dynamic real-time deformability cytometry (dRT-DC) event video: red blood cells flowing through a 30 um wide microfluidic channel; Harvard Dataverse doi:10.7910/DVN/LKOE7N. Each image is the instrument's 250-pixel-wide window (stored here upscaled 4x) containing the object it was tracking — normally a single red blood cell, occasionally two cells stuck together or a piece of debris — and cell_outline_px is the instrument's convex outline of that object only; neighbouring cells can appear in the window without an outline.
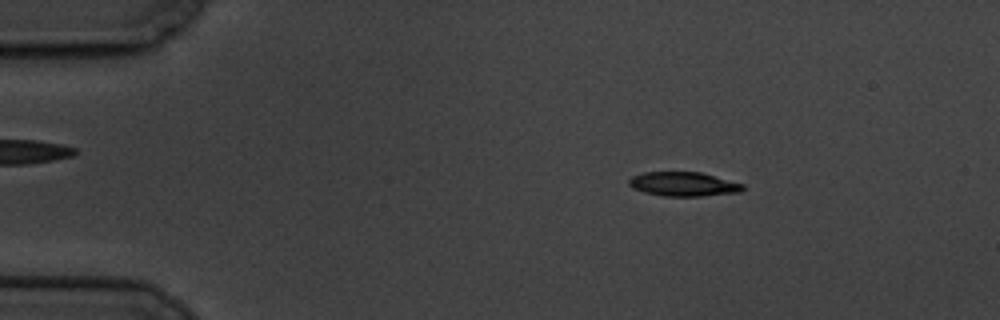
{"species": "common noctule bat (a hibernating species)", "species_latin": "Nyctalus noctula", "temperature_condition": "cold", "stored_images_in_passage": 5, "camera_frame_rate_fps": 3000, "um_per_image_px": 0.085, "animal": {"sex": "male", "body_mass_g": 19.5, "forearm_length_mm": 54.6}, "frame": {"image": 1, "passage_image": 2, "time_ms": 1.333, "image_size_px": [1000, 320], "cell_outline_px": [[744, 188], [740, 192], [700, 196], [664, 196], [644, 192], [628, 184], [628, 180], [632, 176], [644, 172], [700, 172], [744, 184]], "centroid_in_image_um": [58.1, 15.64], "position_along_channel_um": 26.9, "area_um2": 15.9}}
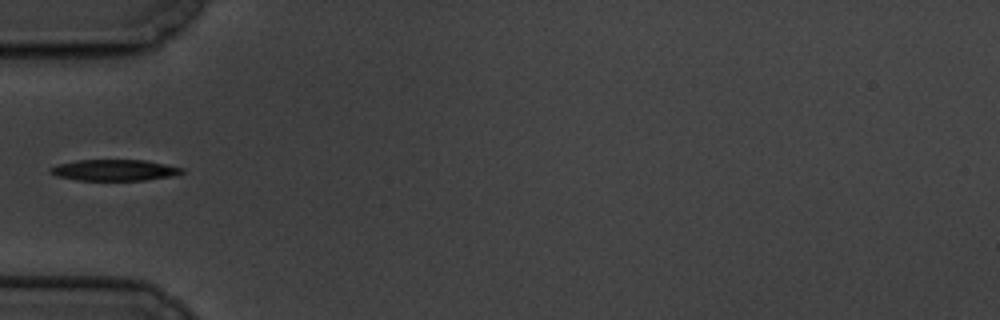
{"frame": {"image": 2, "passage_image": 5, "time_ms": 4.667, "image_size_px": [1000, 320], "cell_outline_px": [[184, 172], [172, 176], [144, 180], [76, 180], [56, 176], [48, 172], [48, 168], [56, 164], [76, 160], [144, 160], [184, 168]], "centroid_in_image_um": [9.66, 14.46], "position_along_channel_um": 75.3, "area_um2": 16.3}}